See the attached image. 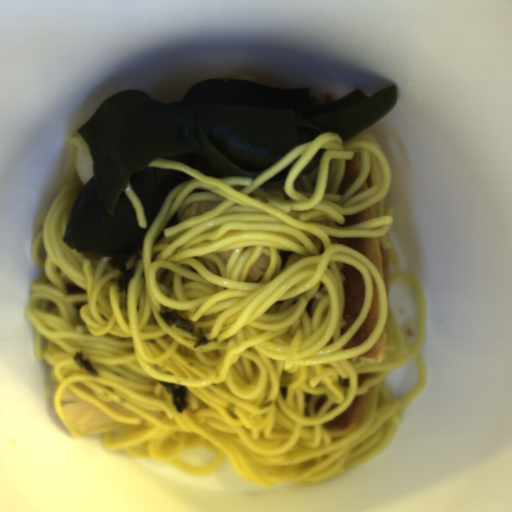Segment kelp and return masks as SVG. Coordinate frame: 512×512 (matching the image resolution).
<instances>
[{
	"label": "kelp",
	"mask_w": 512,
	"mask_h": 512,
	"mask_svg": "<svg viewBox=\"0 0 512 512\" xmlns=\"http://www.w3.org/2000/svg\"><path fill=\"white\" fill-rule=\"evenodd\" d=\"M131 256L130 254L118 255V256H110L108 260V265L116 271H120L119 276L117 277L114 286L117 287L118 292H126L129 291L130 281L132 279L133 273L131 270L127 269V262Z\"/></svg>",
	"instance_id": "kelp-3"
},
{
	"label": "kelp",
	"mask_w": 512,
	"mask_h": 512,
	"mask_svg": "<svg viewBox=\"0 0 512 512\" xmlns=\"http://www.w3.org/2000/svg\"><path fill=\"white\" fill-rule=\"evenodd\" d=\"M159 318L166 327H174L186 331L195 339L194 349L203 345H207L208 339L203 330L196 328L194 322L189 319L180 317L177 310H169L167 312H159Z\"/></svg>",
	"instance_id": "kelp-2"
},
{
	"label": "kelp",
	"mask_w": 512,
	"mask_h": 512,
	"mask_svg": "<svg viewBox=\"0 0 512 512\" xmlns=\"http://www.w3.org/2000/svg\"><path fill=\"white\" fill-rule=\"evenodd\" d=\"M325 150L326 149L323 148L316 151L315 154L310 159V161L307 163V165L304 167V169L299 173L297 177L301 178L311 174L320 165Z\"/></svg>",
	"instance_id": "kelp-6"
},
{
	"label": "kelp",
	"mask_w": 512,
	"mask_h": 512,
	"mask_svg": "<svg viewBox=\"0 0 512 512\" xmlns=\"http://www.w3.org/2000/svg\"><path fill=\"white\" fill-rule=\"evenodd\" d=\"M397 101L394 85L319 97L311 89L227 77L194 84L176 103L133 90L110 94L75 131L92 152L94 176L75 196L62 242L100 257L142 251L168 194L194 178L149 166L155 159L184 163L206 177L256 179L322 134L352 140ZM128 183L141 202L146 230L138 227L122 190Z\"/></svg>",
	"instance_id": "kelp-1"
},
{
	"label": "kelp",
	"mask_w": 512,
	"mask_h": 512,
	"mask_svg": "<svg viewBox=\"0 0 512 512\" xmlns=\"http://www.w3.org/2000/svg\"><path fill=\"white\" fill-rule=\"evenodd\" d=\"M74 363L76 366L82 368L85 372H87L90 376L98 375V370L96 367L88 360L85 359V354L83 350H79L74 356Z\"/></svg>",
	"instance_id": "kelp-5"
},
{
	"label": "kelp",
	"mask_w": 512,
	"mask_h": 512,
	"mask_svg": "<svg viewBox=\"0 0 512 512\" xmlns=\"http://www.w3.org/2000/svg\"><path fill=\"white\" fill-rule=\"evenodd\" d=\"M299 158V157H298ZM296 158L295 160H293L292 162H290L287 166H285L282 170H280L277 174H275L272 178H270L268 180L267 183H269L270 185H282L284 184L293 164L296 162V160L298 159Z\"/></svg>",
	"instance_id": "kelp-7"
},
{
	"label": "kelp",
	"mask_w": 512,
	"mask_h": 512,
	"mask_svg": "<svg viewBox=\"0 0 512 512\" xmlns=\"http://www.w3.org/2000/svg\"><path fill=\"white\" fill-rule=\"evenodd\" d=\"M158 384L165 387V392L171 396L173 407L178 413L182 414L189 405L187 400L189 387L165 381H160Z\"/></svg>",
	"instance_id": "kelp-4"
}]
</instances>
